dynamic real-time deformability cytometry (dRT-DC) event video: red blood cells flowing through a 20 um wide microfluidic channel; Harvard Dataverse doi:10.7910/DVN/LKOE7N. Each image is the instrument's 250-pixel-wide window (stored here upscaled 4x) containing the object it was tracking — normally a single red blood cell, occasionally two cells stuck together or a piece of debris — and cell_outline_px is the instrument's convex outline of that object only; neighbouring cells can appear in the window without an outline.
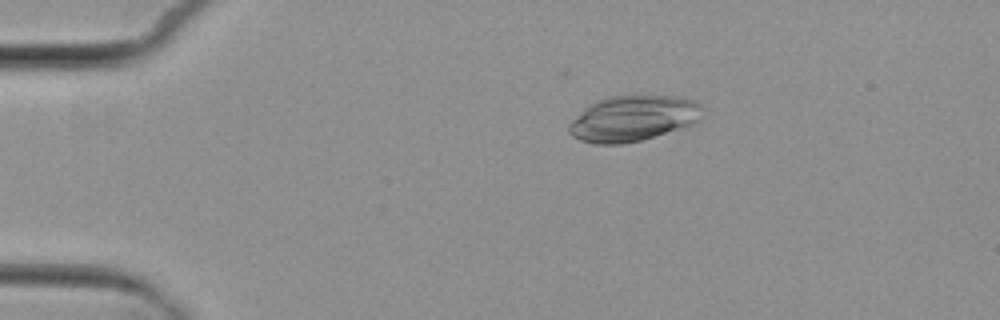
{"species": "common noctule bat (a hibernating species)", "species_latin": "Nyctalus noctula", "temperature_condition": "cold", "stored_images_in_passage": 3, "camera_frame_rate_fps": 3000, "um_per_image_px": 0.085, "animal": {"sex": "female", "body_mass_g": 29.2, "forearm_length_mm": 56.3}, "frame": {"image": 1, "passage_image": 1, "time_ms": 0.0, "image_size_px": [1000, 320], "cell_outline_px": [[704, 108], [700, 120], [696, 124], [640, 140], [620, 144], [596, 144], [580, 140], [572, 136], [568, 132], [568, 124], [588, 104], [596, 100], [608, 96], [680, 96], [696, 100], [704, 104]], "centroid_in_image_um": [53.85, 10.05], "position_along_channel_um": 31.1, "area_um2": 35.95}}
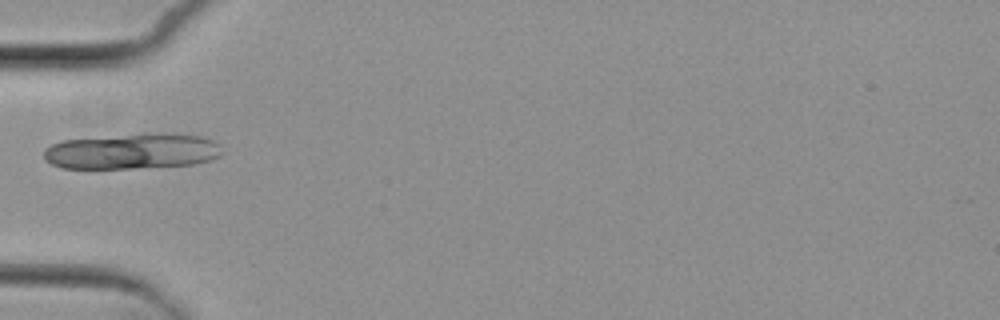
{"frame": {"image": 2, "passage_image": 3, "time_ms": 2.667, "image_size_px": [1000, 320], "cell_outline_px": [[220, 156], [208, 160], [192, 164], [132, 168], [60, 168], [52, 164], [44, 156], [44, 148], [52, 144], [64, 140], [144, 132], [172, 132], [204, 136], [220, 144]], "centroid_in_image_um": [11.26, 12.82], "position_along_channel_um": 73.7, "area_um2": 37.4}}